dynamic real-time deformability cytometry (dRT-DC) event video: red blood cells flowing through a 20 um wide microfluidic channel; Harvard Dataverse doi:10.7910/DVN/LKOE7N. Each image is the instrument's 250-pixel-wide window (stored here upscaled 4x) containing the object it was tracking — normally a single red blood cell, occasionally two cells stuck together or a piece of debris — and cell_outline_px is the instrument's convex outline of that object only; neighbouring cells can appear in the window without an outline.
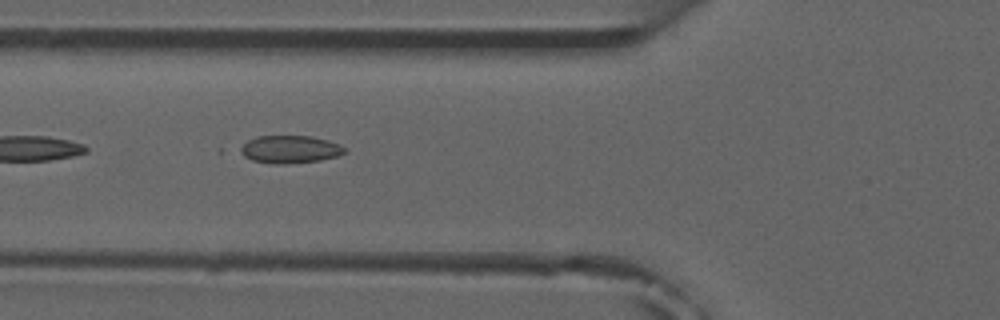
{"species": "common noctule bat (a hibernating species)", "species_latin": "Nyctalus noctula", "temperature_condition": "room temperature", "stored_images_in_passage": 7, "camera_frame_rate_fps": 3000, "um_per_image_px": 0.085, "animal": {"sex": "male", "forearm_length_mm": 52.5}, "frame": {"image": 1, "passage_image": 6, "time_ms": 5.667, "image_size_px": [1000, 320], "cell_outline_px": [[344, 152], [336, 156], [320, 160], [280, 164], [272, 164], [252, 160], [236, 152], [236, 148], [248, 140], [256, 136], [312, 136], [328, 140], [344, 148]], "centroid_in_image_um": [24.52, 12.69], "position_along_channel_um": 101.3, "area_um2": 16.82}}
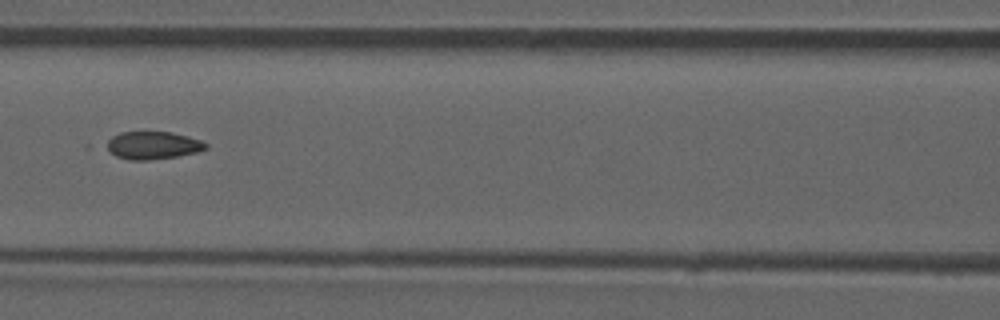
{"frame": {"image": 2, "passage_image": 7, "time_ms": 7.0, "image_size_px": [1000, 320], "cell_outline_px": [[208, 148], [196, 152], [176, 156], [148, 160], [128, 160], [116, 156], [100, 148], [100, 144], [112, 136], [120, 132], [172, 132], [188, 136], [200, 140], [208, 144]], "centroid_in_image_um": [12.86, 12.35], "position_along_channel_um": 153.7, "area_um2": 16.47}}